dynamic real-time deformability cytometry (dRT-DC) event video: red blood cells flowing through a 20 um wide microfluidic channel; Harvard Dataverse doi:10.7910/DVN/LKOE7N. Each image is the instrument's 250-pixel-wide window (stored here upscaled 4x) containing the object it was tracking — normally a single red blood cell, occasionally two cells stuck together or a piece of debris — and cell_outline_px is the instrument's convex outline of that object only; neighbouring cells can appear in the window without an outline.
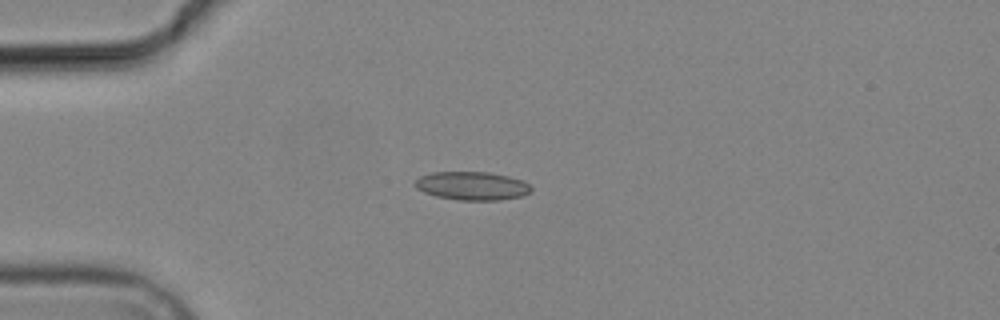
{"species": "common noctule bat (a hibernating species)", "species_latin": "Nyctalus noctula", "temperature_condition": "cold", "stored_images_in_passage": 4, "camera_frame_rate_fps": 3000, "um_per_image_px": 0.085, "animal": {"sex": "male", "body_mass_g": 19.2, "forearm_length_mm": 51.8}, "frame": {"image": 1, "passage_image": 1, "time_ms": 0.0, "image_size_px": [1000, 320], "cell_outline_px": [[532, 192], [524, 196], [500, 200], [456, 200], [436, 196], [424, 192], [416, 188], [412, 184], [420, 176], [432, 172], [488, 172], [508, 176], [524, 180], [532, 188]], "centroid_in_image_um": [40.14, 15.8], "position_along_channel_um": 44.9, "area_um2": 19.48}}
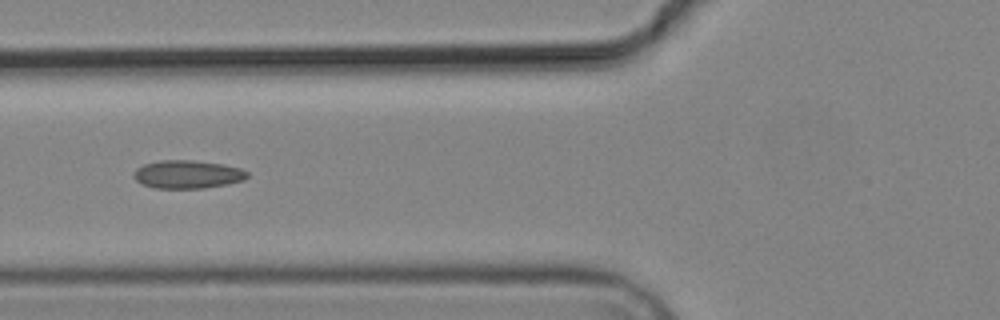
{"frame": {"image": 2, "passage_image": 3, "time_ms": 2.333, "image_size_px": [1000, 320], "cell_outline_px": [[248, 176], [244, 180], [224, 184], [200, 188], [156, 188], [144, 184], [136, 180], [132, 176], [132, 172], [136, 168], [144, 164], [160, 160], [192, 160], [224, 164], [240, 168], [248, 172]], "centroid_in_image_um": [15.91, 14.8], "position_along_channel_um": 109.9, "area_um2": 18.55}}
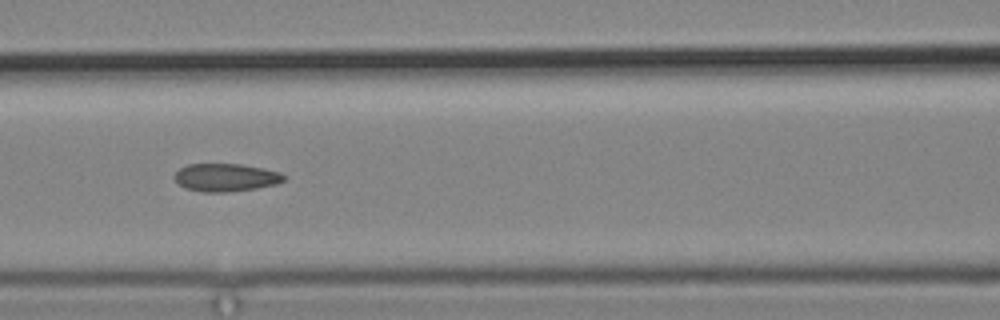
{"frame": {"image": 3, "passage_image": 4, "time_ms": 3.333, "image_size_px": [1000, 320], "cell_outline_px": [[284, 180], [276, 184], [256, 188], [228, 192], [200, 192], [188, 188], [180, 184], [176, 180], [176, 172], [180, 168], [188, 164], [240, 164], [264, 168], [280, 172], [284, 176]], "centroid_in_image_um": [19.21, 15.08], "position_along_channel_um": 147.4, "area_um2": 17.57}}